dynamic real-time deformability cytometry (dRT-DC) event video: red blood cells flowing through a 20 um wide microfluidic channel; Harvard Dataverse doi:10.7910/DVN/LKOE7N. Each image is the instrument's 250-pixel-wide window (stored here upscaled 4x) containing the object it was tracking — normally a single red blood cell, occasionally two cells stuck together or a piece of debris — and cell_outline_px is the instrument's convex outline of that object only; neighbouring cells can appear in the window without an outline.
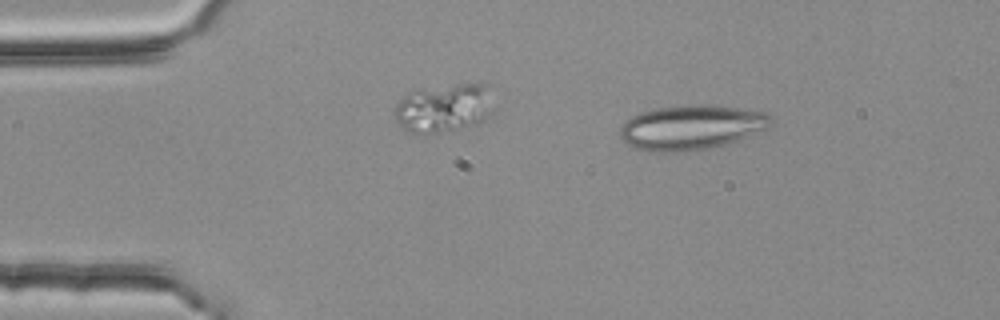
{"species": "common noctule bat (a hibernating species)", "species_latin": "Nyctalus noctula", "temperature_condition": "room temperature", "stored_images_in_passage": 2, "camera_frame_rate_fps": 3000, "um_per_image_px": 0.085, "animal": {"sex": "female", "body_mass_g": 25.1}, "frame": {"image": 1, "passage_image": 1, "time_ms": 0.0, "image_size_px": [1000, 320], "cell_outline_px": [[776, 120], [768, 128], [728, 144], [712, 148], [676, 152], [648, 152], [624, 144], [620, 140], [620, 124], [624, 120], [640, 112], [656, 108], [700, 104], [704, 104], [740, 108], [764, 112], [772, 116]], "centroid_in_image_um": [58.74, 10.84], "position_along_channel_um": 26.3, "area_um2": 39.88}}